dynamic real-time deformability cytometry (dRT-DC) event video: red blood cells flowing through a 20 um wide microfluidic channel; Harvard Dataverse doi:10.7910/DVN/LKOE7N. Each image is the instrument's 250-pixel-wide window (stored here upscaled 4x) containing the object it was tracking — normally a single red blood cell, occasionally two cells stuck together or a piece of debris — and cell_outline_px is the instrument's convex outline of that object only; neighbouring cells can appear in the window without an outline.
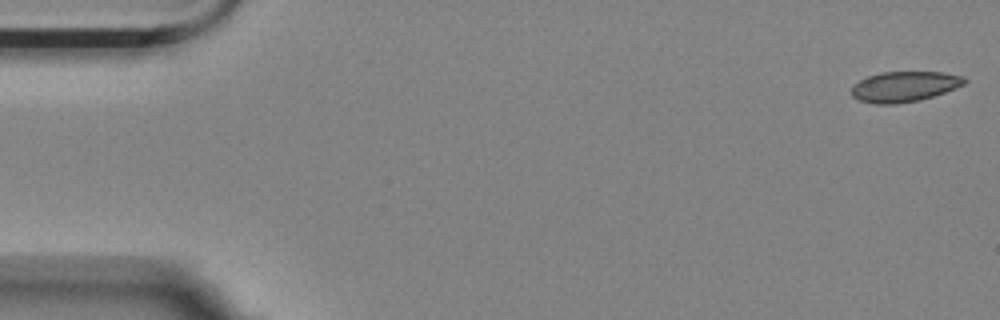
{"species": "Egyptian fruit bat (a non-hibernating species)", "species_latin": "Rousettus aegyptiacus", "temperature_condition": "room temperature", "stored_images_in_passage": 16, "camera_frame_rate_fps": 3000, "um_per_image_px": 0.085, "animal": {"sex": "female"}, "frame": {"image": 1, "passage_image": 1, "time_ms": 0.0, "image_size_px": [1000, 320], "cell_outline_px": [[968, 80], [964, 84], [956, 88], [920, 100], [896, 104], [876, 104], [860, 100], [852, 96], [852, 84], [868, 76], [880, 72], [944, 72], [964, 76]], "centroid_in_image_um": [76.88, 7.35], "position_along_channel_um": 8.1, "area_um2": 20.06}}
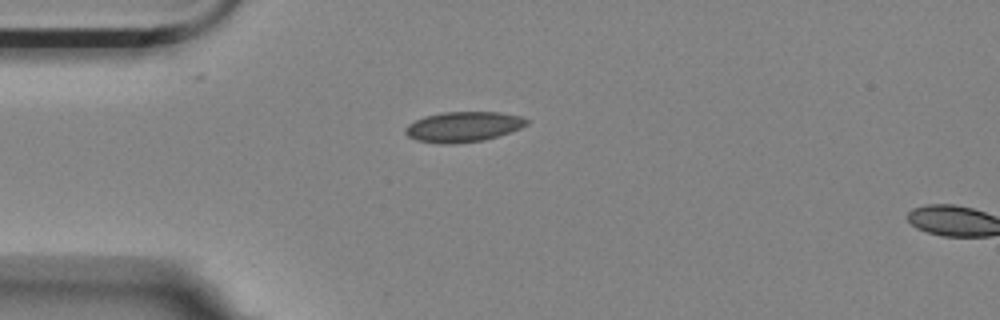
{"frame": {"image": 2, "passage_image": 14, "time_ms": 4.333, "image_size_px": [1000, 320], "cell_outline_px": [[528, 124], [520, 128], [484, 140], [456, 144], [440, 144], [416, 140], [408, 136], [404, 132], [404, 128], [408, 124], [424, 116], [444, 112], [500, 112], [520, 116], [528, 120]], "centroid_in_image_um": [39.34, 10.78], "position_along_channel_um": 45.7, "area_um2": 21.39}}